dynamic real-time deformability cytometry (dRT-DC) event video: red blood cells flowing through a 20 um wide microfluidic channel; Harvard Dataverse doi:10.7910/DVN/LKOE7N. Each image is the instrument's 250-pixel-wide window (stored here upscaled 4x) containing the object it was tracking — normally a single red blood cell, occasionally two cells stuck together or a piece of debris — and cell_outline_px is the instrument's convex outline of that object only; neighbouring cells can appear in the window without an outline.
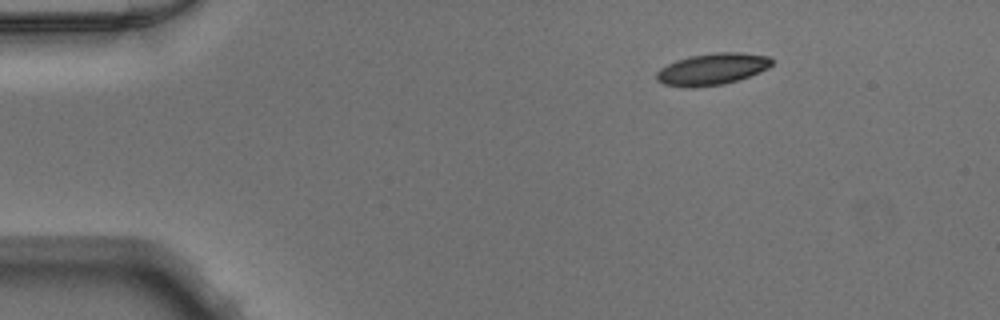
{"species": "Egyptian fruit bat (a non-hibernating species)", "species_latin": "Rousettus aegyptiacus", "temperature_condition": "warm", "stored_images_in_passage": 43, "camera_frame_rate_fps": 3000, "um_per_image_px": 0.085, "animal": {"sex": "male"}, "frame": {"image": 1, "passage_image": 1, "time_ms": 0.0, "image_size_px": [1000, 320], "cell_outline_px": [[772, 64], [768, 68], [760, 72], [724, 84], [692, 88], [684, 88], [664, 84], [656, 80], [656, 72], [660, 68], [676, 60], [688, 56], [716, 52], [744, 52], [768, 56], [772, 60]], "centroid_in_image_um": [60.51, 5.87], "position_along_channel_um": 24.5, "area_um2": 21.44}}
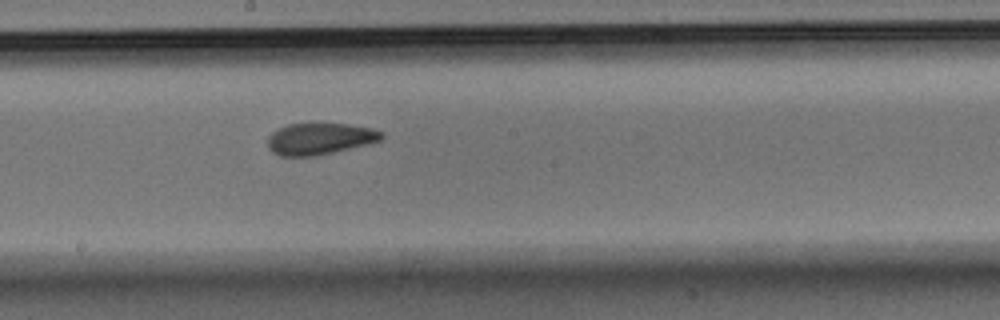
{"frame": {"image": 2, "passage_image": 21, "time_ms": 6.667, "image_size_px": [1000, 320], "cell_outline_px": [[384, 136], [380, 140], [368, 144], [320, 156], [280, 156], [272, 152], [268, 148], [268, 136], [272, 132], [288, 124], [348, 124], [372, 128], [384, 132]], "centroid_in_image_um": [27.19, 11.81], "position_along_channel_um": 221.0, "area_um2": 21.1}}
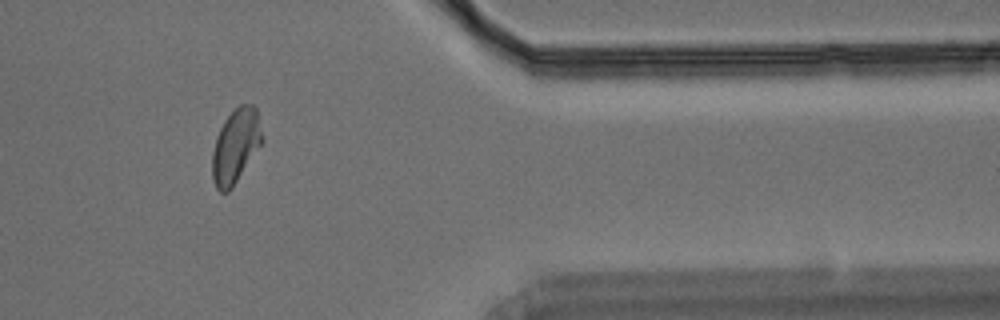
{"frame": {"image": 3, "passage_image": 35, "time_ms": 11.333, "image_size_px": [1000, 320], "cell_outline_px": [[264, 140], [232, 188], [228, 192], [220, 192], [216, 188], [212, 176], [212, 152], [216, 136], [224, 120], [240, 104], [252, 104], [256, 108]], "centroid_in_image_um": [20.03, 12.41], "position_along_channel_um": 391.4, "area_um2": 21.5}}